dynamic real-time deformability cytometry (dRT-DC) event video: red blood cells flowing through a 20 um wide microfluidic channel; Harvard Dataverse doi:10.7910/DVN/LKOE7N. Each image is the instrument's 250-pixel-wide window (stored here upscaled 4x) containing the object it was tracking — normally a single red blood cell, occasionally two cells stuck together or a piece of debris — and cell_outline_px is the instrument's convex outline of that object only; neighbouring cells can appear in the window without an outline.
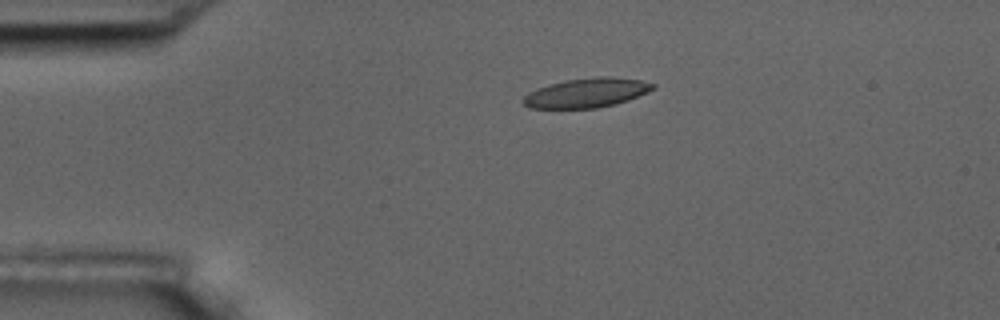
{"species": "common noctule bat (a hibernating species)", "species_latin": "Nyctalus noctula", "temperature_condition": "room temperature", "stored_images_in_passage": 2, "camera_frame_rate_fps": 3000, "um_per_image_px": 0.085, "animal": {"sex": "male", "body_mass_g": 17.5, "forearm_length_mm": 52.3}, "frame": {"image": 1, "passage_image": 1, "time_ms": 0.0, "image_size_px": [1000, 320], "cell_outline_px": [[656, 88], [648, 92], [628, 100], [616, 104], [596, 108], [528, 108], [520, 100], [528, 92], [536, 88], [548, 84], [568, 80], [596, 76], [612, 76], [640, 80], [656, 84]], "centroid_in_image_um": [49.86, 7.89], "position_along_channel_um": 35.1, "area_um2": 22.43}}